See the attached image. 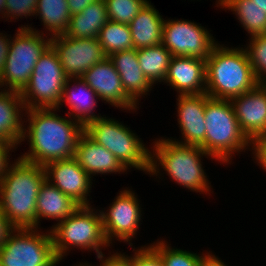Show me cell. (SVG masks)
Wrapping results in <instances>:
<instances>
[{"instance_id": "1", "label": "cell", "mask_w": 266, "mask_h": 266, "mask_svg": "<svg viewBox=\"0 0 266 266\" xmlns=\"http://www.w3.org/2000/svg\"><path fill=\"white\" fill-rule=\"evenodd\" d=\"M56 110L25 109L29 125L28 130L24 128L22 141L25 138L29 139L30 149L29 153L19 158L45 167L48 163L74 157L77 141L84 132V126L75 119L58 116L54 113Z\"/></svg>"}, {"instance_id": "2", "label": "cell", "mask_w": 266, "mask_h": 266, "mask_svg": "<svg viewBox=\"0 0 266 266\" xmlns=\"http://www.w3.org/2000/svg\"><path fill=\"white\" fill-rule=\"evenodd\" d=\"M46 180L43 166L17 158L0 181V210L14 228H36V204Z\"/></svg>"}, {"instance_id": "3", "label": "cell", "mask_w": 266, "mask_h": 266, "mask_svg": "<svg viewBox=\"0 0 266 266\" xmlns=\"http://www.w3.org/2000/svg\"><path fill=\"white\" fill-rule=\"evenodd\" d=\"M259 83L243 47L217 44L206 59V94L211 98L230 100Z\"/></svg>"}, {"instance_id": "4", "label": "cell", "mask_w": 266, "mask_h": 266, "mask_svg": "<svg viewBox=\"0 0 266 266\" xmlns=\"http://www.w3.org/2000/svg\"><path fill=\"white\" fill-rule=\"evenodd\" d=\"M150 153L149 174L159 173V164L176 183L196 192H208L210 186L201 164L202 156H209L200 146L185 145L172 139H158ZM156 159V160H155Z\"/></svg>"}, {"instance_id": "5", "label": "cell", "mask_w": 266, "mask_h": 266, "mask_svg": "<svg viewBox=\"0 0 266 266\" xmlns=\"http://www.w3.org/2000/svg\"><path fill=\"white\" fill-rule=\"evenodd\" d=\"M205 126V141L200 147L217 161L228 163L232 153L251 146V141L239 127L229 100L211 97L206 100Z\"/></svg>"}, {"instance_id": "6", "label": "cell", "mask_w": 266, "mask_h": 266, "mask_svg": "<svg viewBox=\"0 0 266 266\" xmlns=\"http://www.w3.org/2000/svg\"><path fill=\"white\" fill-rule=\"evenodd\" d=\"M94 211L91 206H80L66 219L52 226L50 232L59 261L71 246L81 250L93 249L97 258L103 254V247L110 246L104 235L100 212Z\"/></svg>"}, {"instance_id": "7", "label": "cell", "mask_w": 266, "mask_h": 266, "mask_svg": "<svg viewBox=\"0 0 266 266\" xmlns=\"http://www.w3.org/2000/svg\"><path fill=\"white\" fill-rule=\"evenodd\" d=\"M130 128L107 117H96L84 126V132L111 152L126 168L149 172L150 153Z\"/></svg>"}, {"instance_id": "8", "label": "cell", "mask_w": 266, "mask_h": 266, "mask_svg": "<svg viewBox=\"0 0 266 266\" xmlns=\"http://www.w3.org/2000/svg\"><path fill=\"white\" fill-rule=\"evenodd\" d=\"M15 39L10 40L9 50L0 73V88L6 85L8 91L21 93L27 86L40 56L50 46V38L44 39L36 29L19 27ZM42 35V36H41Z\"/></svg>"}, {"instance_id": "9", "label": "cell", "mask_w": 266, "mask_h": 266, "mask_svg": "<svg viewBox=\"0 0 266 266\" xmlns=\"http://www.w3.org/2000/svg\"><path fill=\"white\" fill-rule=\"evenodd\" d=\"M60 60L49 46L37 61L29 83L20 93L26 109H58L67 82Z\"/></svg>"}, {"instance_id": "10", "label": "cell", "mask_w": 266, "mask_h": 266, "mask_svg": "<svg viewBox=\"0 0 266 266\" xmlns=\"http://www.w3.org/2000/svg\"><path fill=\"white\" fill-rule=\"evenodd\" d=\"M36 230L14 228L0 248V266H56L59 259L51 232L40 234Z\"/></svg>"}, {"instance_id": "11", "label": "cell", "mask_w": 266, "mask_h": 266, "mask_svg": "<svg viewBox=\"0 0 266 266\" xmlns=\"http://www.w3.org/2000/svg\"><path fill=\"white\" fill-rule=\"evenodd\" d=\"M207 29L186 20H164L162 44L172 56L206 60L217 45Z\"/></svg>"}, {"instance_id": "12", "label": "cell", "mask_w": 266, "mask_h": 266, "mask_svg": "<svg viewBox=\"0 0 266 266\" xmlns=\"http://www.w3.org/2000/svg\"><path fill=\"white\" fill-rule=\"evenodd\" d=\"M50 46L68 79L81 78L89 68L107 57L98 38L78 39L62 34L51 36Z\"/></svg>"}, {"instance_id": "13", "label": "cell", "mask_w": 266, "mask_h": 266, "mask_svg": "<svg viewBox=\"0 0 266 266\" xmlns=\"http://www.w3.org/2000/svg\"><path fill=\"white\" fill-rule=\"evenodd\" d=\"M119 195L114 199L109 207L108 212L99 211L102 218L104 235L109 243L112 238L128 242L130 246L131 239L136 235L141 220V207H139L138 199L129 189L120 191Z\"/></svg>"}, {"instance_id": "14", "label": "cell", "mask_w": 266, "mask_h": 266, "mask_svg": "<svg viewBox=\"0 0 266 266\" xmlns=\"http://www.w3.org/2000/svg\"><path fill=\"white\" fill-rule=\"evenodd\" d=\"M241 131L252 141L266 136V84L229 100Z\"/></svg>"}, {"instance_id": "15", "label": "cell", "mask_w": 266, "mask_h": 266, "mask_svg": "<svg viewBox=\"0 0 266 266\" xmlns=\"http://www.w3.org/2000/svg\"><path fill=\"white\" fill-rule=\"evenodd\" d=\"M81 78L98 95V99L124 110L137 108V105L127 96L120 75L109 57L94 64Z\"/></svg>"}, {"instance_id": "16", "label": "cell", "mask_w": 266, "mask_h": 266, "mask_svg": "<svg viewBox=\"0 0 266 266\" xmlns=\"http://www.w3.org/2000/svg\"><path fill=\"white\" fill-rule=\"evenodd\" d=\"M44 169L46 180L52 185L71 197L80 206H90L87 196L92 186L91 177L74 157L48 163Z\"/></svg>"}, {"instance_id": "17", "label": "cell", "mask_w": 266, "mask_h": 266, "mask_svg": "<svg viewBox=\"0 0 266 266\" xmlns=\"http://www.w3.org/2000/svg\"><path fill=\"white\" fill-rule=\"evenodd\" d=\"M179 95L206 93V60L190 56H172L166 77Z\"/></svg>"}, {"instance_id": "18", "label": "cell", "mask_w": 266, "mask_h": 266, "mask_svg": "<svg viewBox=\"0 0 266 266\" xmlns=\"http://www.w3.org/2000/svg\"><path fill=\"white\" fill-rule=\"evenodd\" d=\"M178 96V124L184 141L175 142L200 146L205 141V108L209 96L206 93Z\"/></svg>"}, {"instance_id": "19", "label": "cell", "mask_w": 266, "mask_h": 266, "mask_svg": "<svg viewBox=\"0 0 266 266\" xmlns=\"http://www.w3.org/2000/svg\"><path fill=\"white\" fill-rule=\"evenodd\" d=\"M74 158L90 177L98 173L116 174L127 170L111 152L97 144L85 132L77 141Z\"/></svg>"}, {"instance_id": "20", "label": "cell", "mask_w": 266, "mask_h": 266, "mask_svg": "<svg viewBox=\"0 0 266 266\" xmlns=\"http://www.w3.org/2000/svg\"><path fill=\"white\" fill-rule=\"evenodd\" d=\"M108 57L120 75L127 96L137 105L141 96L146 95L152 87L139 66L137 50L118 51Z\"/></svg>"}, {"instance_id": "21", "label": "cell", "mask_w": 266, "mask_h": 266, "mask_svg": "<svg viewBox=\"0 0 266 266\" xmlns=\"http://www.w3.org/2000/svg\"><path fill=\"white\" fill-rule=\"evenodd\" d=\"M164 19L149 1L129 24L136 50L162 43Z\"/></svg>"}, {"instance_id": "22", "label": "cell", "mask_w": 266, "mask_h": 266, "mask_svg": "<svg viewBox=\"0 0 266 266\" xmlns=\"http://www.w3.org/2000/svg\"><path fill=\"white\" fill-rule=\"evenodd\" d=\"M20 108V109H19ZM26 109L19 92H0V140L18 146L22 142L24 128L21 111Z\"/></svg>"}, {"instance_id": "23", "label": "cell", "mask_w": 266, "mask_h": 266, "mask_svg": "<svg viewBox=\"0 0 266 266\" xmlns=\"http://www.w3.org/2000/svg\"><path fill=\"white\" fill-rule=\"evenodd\" d=\"M80 205L71 197L45 180L40 187L36 204V228L40 219H58V223L70 216Z\"/></svg>"}, {"instance_id": "24", "label": "cell", "mask_w": 266, "mask_h": 266, "mask_svg": "<svg viewBox=\"0 0 266 266\" xmlns=\"http://www.w3.org/2000/svg\"><path fill=\"white\" fill-rule=\"evenodd\" d=\"M72 80L73 82H76V85H72V87L69 88L70 81L72 82ZM96 97L98 98V95L86 84L82 78H70L64 85L63 94L59 105L62 106V103L66 102L71 111L68 112V115L70 117L72 116L73 119L85 126L88 122L92 121L96 117H100L92 112L95 107H97Z\"/></svg>"}, {"instance_id": "25", "label": "cell", "mask_w": 266, "mask_h": 266, "mask_svg": "<svg viewBox=\"0 0 266 266\" xmlns=\"http://www.w3.org/2000/svg\"><path fill=\"white\" fill-rule=\"evenodd\" d=\"M107 10L104 0H96L82 12L71 15L65 36L71 38H98L100 30L107 23Z\"/></svg>"}, {"instance_id": "26", "label": "cell", "mask_w": 266, "mask_h": 266, "mask_svg": "<svg viewBox=\"0 0 266 266\" xmlns=\"http://www.w3.org/2000/svg\"><path fill=\"white\" fill-rule=\"evenodd\" d=\"M219 6L234 11L238 20L250 34H266V12L262 11L252 0H218Z\"/></svg>"}, {"instance_id": "27", "label": "cell", "mask_w": 266, "mask_h": 266, "mask_svg": "<svg viewBox=\"0 0 266 266\" xmlns=\"http://www.w3.org/2000/svg\"><path fill=\"white\" fill-rule=\"evenodd\" d=\"M171 57V53L162 43L137 50L139 66L152 85L156 81L164 82Z\"/></svg>"}, {"instance_id": "28", "label": "cell", "mask_w": 266, "mask_h": 266, "mask_svg": "<svg viewBox=\"0 0 266 266\" xmlns=\"http://www.w3.org/2000/svg\"><path fill=\"white\" fill-rule=\"evenodd\" d=\"M36 13L40 15L44 27L53 33L50 36L66 32L71 17L67 0H38Z\"/></svg>"}, {"instance_id": "29", "label": "cell", "mask_w": 266, "mask_h": 266, "mask_svg": "<svg viewBox=\"0 0 266 266\" xmlns=\"http://www.w3.org/2000/svg\"><path fill=\"white\" fill-rule=\"evenodd\" d=\"M98 40L107 57L112 53L134 48L128 24L108 20L100 30Z\"/></svg>"}, {"instance_id": "30", "label": "cell", "mask_w": 266, "mask_h": 266, "mask_svg": "<svg viewBox=\"0 0 266 266\" xmlns=\"http://www.w3.org/2000/svg\"><path fill=\"white\" fill-rule=\"evenodd\" d=\"M150 246L160 255L164 266H198L205 256L177 248L172 249L163 240Z\"/></svg>"}, {"instance_id": "31", "label": "cell", "mask_w": 266, "mask_h": 266, "mask_svg": "<svg viewBox=\"0 0 266 266\" xmlns=\"http://www.w3.org/2000/svg\"><path fill=\"white\" fill-rule=\"evenodd\" d=\"M107 18L113 22L130 24L147 0H104Z\"/></svg>"}, {"instance_id": "32", "label": "cell", "mask_w": 266, "mask_h": 266, "mask_svg": "<svg viewBox=\"0 0 266 266\" xmlns=\"http://www.w3.org/2000/svg\"><path fill=\"white\" fill-rule=\"evenodd\" d=\"M250 44L245 49L255 77L260 82H266V34L252 36Z\"/></svg>"}, {"instance_id": "33", "label": "cell", "mask_w": 266, "mask_h": 266, "mask_svg": "<svg viewBox=\"0 0 266 266\" xmlns=\"http://www.w3.org/2000/svg\"><path fill=\"white\" fill-rule=\"evenodd\" d=\"M38 0H6V16L11 19L34 16L36 14ZM18 16V17H17Z\"/></svg>"}, {"instance_id": "34", "label": "cell", "mask_w": 266, "mask_h": 266, "mask_svg": "<svg viewBox=\"0 0 266 266\" xmlns=\"http://www.w3.org/2000/svg\"><path fill=\"white\" fill-rule=\"evenodd\" d=\"M144 247L135 250L131 257L134 266H164L160 255L151 246Z\"/></svg>"}, {"instance_id": "35", "label": "cell", "mask_w": 266, "mask_h": 266, "mask_svg": "<svg viewBox=\"0 0 266 266\" xmlns=\"http://www.w3.org/2000/svg\"><path fill=\"white\" fill-rule=\"evenodd\" d=\"M104 254H102L98 259L101 260L100 266H134L133 259L129 256H125L124 253H115L109 257H107L105 260Z\"/></svg>"}, {"instance_id": "36", "label": "cell", "mask_w": 266, "mask_h": 266, "mask_svg": "<svg viewBox=\"0 0 266 266\" xmlns=\"http://www.w3.org/2000/svg\"><path fill=\"white\" fill-rule=\"evenodd\" d=\"M253 144V145H252ZM252 149L254 150L255 159L258 164L266 171V136L253 139L251 141Z\"/></svg>"}, {"instance_id": "37", "label": "cell", "mask_w": 266, "mask_h": 266, "mask_svg": "<svg viewBox=\"0 0 266 266\" xmlns=\"http://www.w3.org/2000/svg\"><path fill=\"white\" fill-rule=\"evenodd\" d=\"M15 147L16 145L11 142L0 140V181L9 167L10 161L8 160L9 155H11L9 151H11L12 148L16 149Z\"/></svg>"}, {"instance_id": "38", "label": "cell", "mask_w": 266, "mask_h": 266, "mask_svg": "<svg viewBox=\"0 0 266 266\" xmlns=\"http://www.w3.org/2000/svg\"><path fill=\"white\" fill-rule=\"evenodd\" d=\"M14 229L4 213L0 210V248L7 240L8 235Z\"/></svg>"}, {"instance_id": "39", "label": "cell", "mask_w": 266, "mask_h": 266, "mask_svg": "<svg viewBox=\"0 0 266 266\" xmlns=\"http://www.w3.org/2000/svg\"><path fill=\"white\" fill-rule=\"evenodd\" d=\"M96 0H67L71 15L82 12L88 5Z\"/></svg>"}, {"instance_id": "40", "label": "cell", "mask_w": 266, "mask_h": 266, "mask_svg": "<svg viewBox=\"0 0 266 266\" xmlns=\"http://www.w3.org/2000/svg\"><path fill=\"white\" fill-rule=\"evenodd\" d=\"M10 39L0 33V73L3 69L5 59L9 50Z\"/></svg>"}, {"instance_id": "41", "label": "cell", "mask_w": 266, "mask_h": 266, "mask_svg": "<svg viewBox=\"0 0 266 266\" xmlns=\"http://www.w3.org/2000/svg\"><path fill=\"white\" fill-rule=\"evenodd\" d=\"M198 266H227L218 257L215 255L206 253V255L202 258Z\"/></svg>"}, {"instance_id": "42", "label": "cell", "mask_w": 266, "mask_h": 266, "mask_svg": "<svg viewBox=\"0 0 266 266\" xmlns=\"http://www.w3.org/2000/svg\"><path fill=\"white\" fill-rule=\"evenodd\" d=\"M262 11L266 12V0H252Z\"/></svg>"}, {"instance_id": "43", "label": "cell", "mask_w": 266, "mask_h": 266, "mask_svg": "<svg viewBox=\"0 0 266 266\" xmlns=\"http://www.w3.org/2000/svg\"><path fill=\"white\" fill-rule=\"evenodd\" d=\"M0 13L6 17V0H0Z\"/></svg>"}, {"instance_id": "44", "label": "cell", "mask_w": 266, "mask_h": 266, "mask_svg": "<svg viewBox=\"0 0 266 266\" xmlns=\"http://www.w3.org/2000/svg\"><path fill=\"white\" fill-rule=\"evenodd\" d=\"M78 266H90V265H87V264H85V265H83V264H80V265H78Z\"/></svg>"}]
</instances>
